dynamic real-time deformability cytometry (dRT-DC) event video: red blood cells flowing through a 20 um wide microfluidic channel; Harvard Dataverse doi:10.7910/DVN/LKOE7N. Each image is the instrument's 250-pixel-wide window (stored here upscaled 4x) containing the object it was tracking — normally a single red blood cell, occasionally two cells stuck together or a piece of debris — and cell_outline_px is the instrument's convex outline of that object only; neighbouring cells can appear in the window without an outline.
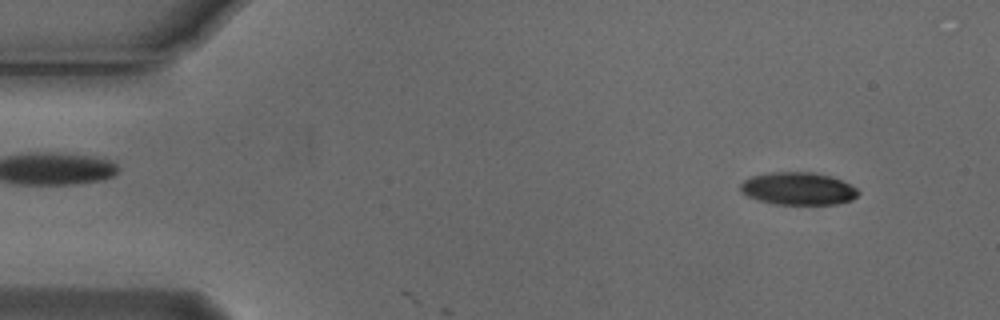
{"species": "Egyptian fruit bat (a non-hibernating species)", "species_latin": "Rousettus aegyptiacus", "temperature_condition": "cold", "stored_images_in_passage": 7, "camera_frame_rate_fps": 3000, "um_per_image_px": 0.085, "animal": {"sex": "male"}, "frame": {"image": 1, "passage_image": 5, "time_ms": 1.333, "image_size_px": [1000, 320], "cell_outline_px": [[860, 192], [852, 200], [836, 204], [776, 204], [756, 200], [740, 192], [740, 184], [744, 180], [752, 176], [772, 172], [812, 172], [832, 176], [856, 188]], "centroid_in_image_um": [67.82, 16.03], "position_along_channel_um": 17.2, "area_um2": 22.37}}